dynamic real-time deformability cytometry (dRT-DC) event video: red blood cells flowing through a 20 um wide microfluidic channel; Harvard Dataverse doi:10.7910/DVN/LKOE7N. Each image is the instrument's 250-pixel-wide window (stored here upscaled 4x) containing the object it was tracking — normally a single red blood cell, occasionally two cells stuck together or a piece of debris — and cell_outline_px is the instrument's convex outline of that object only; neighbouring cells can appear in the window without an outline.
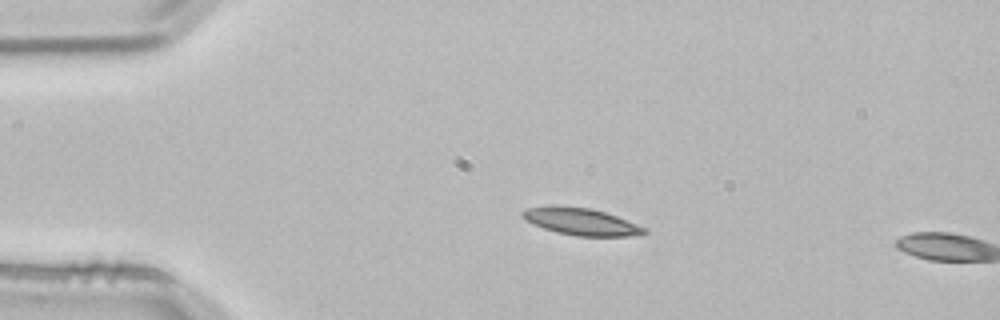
{"species": "common noctule bat (a hibernating species)", "species_latin": "Nyctalus noctula", "temperature_condition": "room temperature", "stored_images_in_passage": 3, "camera_frame_rate_fps": 3000, "um_per_image_px": 0.085, "animal": {"sex": "male", "body_mass_g": 21.5, "forearm_length_mm": 52.0}, "frame": {"image": 1, "passage_image": 2, "time_ms": 0.333, "image_size_px": [1000, 320], "cell_outline_px": [[648, 232], [644, 236], [576, 236], [556, 232], [544, 228], [520, 216], [520, 212], [524, 208], [548, 204], [556, 204], [592, 208], [616, 216], [648, 228]], "centroid_in_image_um": [49.4, 18.81], "position_along_channel_um": 35.6, "area_um2": 19.71}}